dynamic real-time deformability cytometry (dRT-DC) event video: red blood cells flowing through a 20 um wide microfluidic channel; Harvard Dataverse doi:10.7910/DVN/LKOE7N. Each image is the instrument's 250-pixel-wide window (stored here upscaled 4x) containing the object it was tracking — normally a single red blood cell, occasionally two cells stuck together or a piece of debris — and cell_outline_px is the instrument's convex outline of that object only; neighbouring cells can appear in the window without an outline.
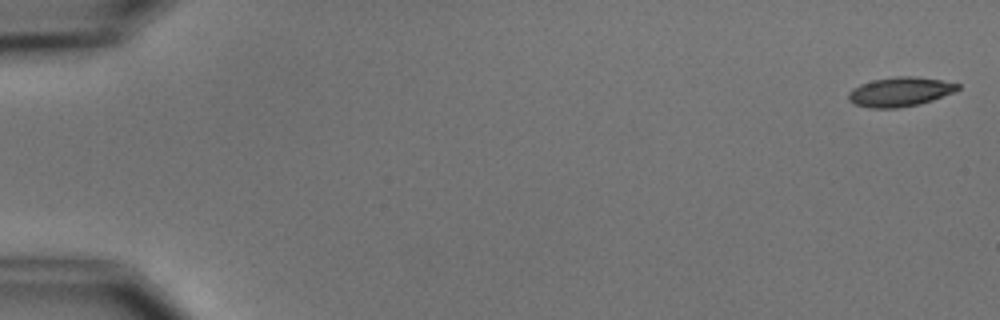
{"species": "common noctule bat (a hibernating species)", "species_latin": "Nyctalus noctula", "temperature_condition": "cold", "stored_images_in_passage": 4, "camera_frame_rate_fps": 3000, "um_per_image_px": 0.085, "animal": {"sex": "male", "body_mass_g": 15.6}, "frame": {"image": 1, "passage_image": 1, "time_ms": 0.0, "image_size_px": [1000, 320], "cell_outline_px": [[960, 88], [952, 92], [932, 100], [920, 104], [896, 108], [872, 108], [856, 104], [848, 100], [848, 92], [852, 88], [860, 84], [872, 80], [896, 76], [916, 76], [940, 80], [960, 84]], "centroid_in_image_um": [76.47, 7.79], "position_along_channel_um": 8.5, "area_um2": 18.61}}
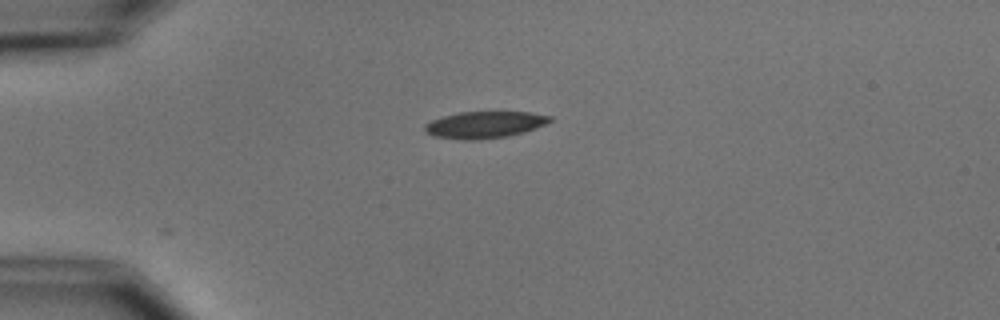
{"frame": {"image": 2, "passage_image": 4, "time_ms": 4.333, "image_size_px": [1000, 320], "cell_outline_px": [[552, 120], [536, 128], [524, 132], [508, 136], [476, 140], [464, 140], [436, 136], [424, 132], [424, 124], [432, 120], [444, 116], [460, 112], [532, 112], [552, 116]], "centroid_in_image_um": [41.2, 10.6], "position_along_channel_um": 43.8, "area_um2": 19.48}}